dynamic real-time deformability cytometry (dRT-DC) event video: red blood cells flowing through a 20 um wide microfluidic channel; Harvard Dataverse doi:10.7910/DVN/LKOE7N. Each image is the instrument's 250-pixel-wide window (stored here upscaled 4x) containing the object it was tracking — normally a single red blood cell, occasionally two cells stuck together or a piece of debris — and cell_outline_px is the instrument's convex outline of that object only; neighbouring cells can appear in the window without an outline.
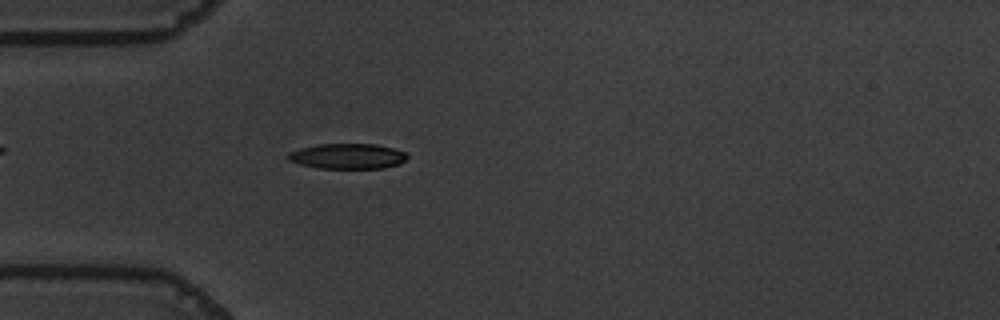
{"species": "common noctule bat (a hibernating species)", "species_latin": "Nyctalus noctula", "temperature_condition": "warm", "stored_images_in_passage": 54, "camera_frame_rate_fps": 3000, "um_per_image_px": 0.085, "animal": {"sex": "male", "body_mass_g": 19.5, "forearm_length_mm": 54.6}, "frame": {"image": 1, "passage_image": 14, "time_ms": 4.333, "image_size_px": [1000, 320], "cell_outline_px": [[408, 156], [404, 160], [396, 164], [384, 168], [316, 168], [300, 164], [288, 160], [284, 156], [288, 152], [300, 148], [320, 144], [376, 144], [392, 148], [404, 152]], "centroid_in_image_um": [29.47, 13.27], "position_along_channel_um": 55.5, "area_um2": 17.51}}
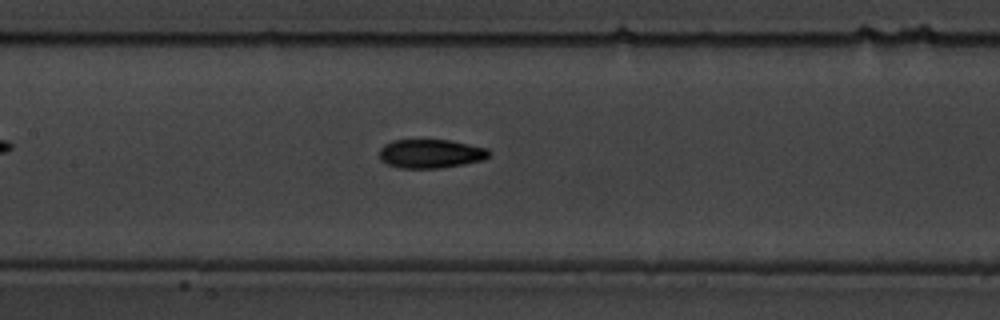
{"frame": {"image": 2, "passage_image": 24, "time_ms": 7.667, "image_size_px": [1000, 320], "cell_outline_px": [[492, 152], [484, 160], [464, 164], [440, 168], [400, 168], [388, 164], [380, 160], [380, 148], [384, 144], [392, 140], [448, 140], [488, 148]], "centroid_in_image_um": [36.62, 13.06], "position_along_channel_um": 170.8, "area_um2": 18.5}}
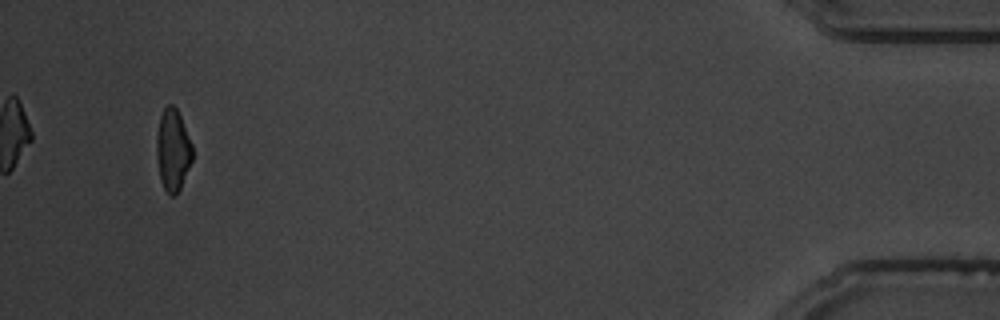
{"frame": {"image": 3, "passage_image": 51, "time_ms": 16.667, "image_size_px": [1000, 320], "cell_outline_px": [[192, 160], [180, 188], [176, 196], [168, 196], [160, 180], [156, 156], [156, 136], [160, 116], [164, 108], [168, 104], [172, 104], [176, 108], [180, 116], [192, 144]], "centroid_in_image_um": [14.67, 12.77], "position_along_channel_um": 420.5, "area_um2": 17.17}, "authors_computed_cell_mechanics": {"area_um2": 17.8602, "velocity_mm_per_s": 3.6262, "shape_relaxation_time_tau1_ms": 3.9823, "shape_relaxation_time_tau2_ms": 3.0951, "deformation_change_tau1": 0.1694, "deformation_change_tau2": 0.0907}}